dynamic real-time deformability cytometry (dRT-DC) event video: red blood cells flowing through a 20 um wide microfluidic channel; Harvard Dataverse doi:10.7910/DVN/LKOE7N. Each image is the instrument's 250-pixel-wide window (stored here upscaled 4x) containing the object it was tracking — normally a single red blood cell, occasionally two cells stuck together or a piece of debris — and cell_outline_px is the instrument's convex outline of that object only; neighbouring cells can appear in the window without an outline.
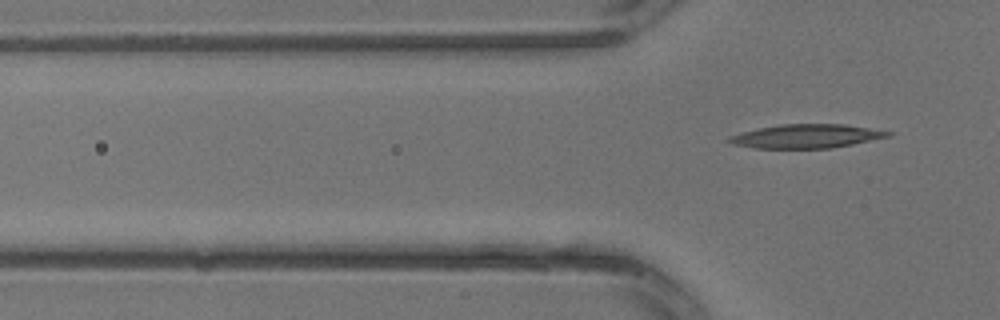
{"species": "common noctule bat (a hibernating species)", "species_latin": "Nyctalus noctula", "temperature_condition": "warm", "stored_images_in_passage": 3, "camera_frame_rate_fps": 3000, "um_per_image_px": 0.085, "animal": {"sex": "male", "body_mass_g": 13.3}, "frame": {"image": 1, "passage_image": 3, "time_ms": 0.667, "image_size_px": [1000, 320], "cell_outline_px": [[892, 136], [832, 148], [756, 148], [732, 144], [724, 140], [732, 136], [744, 132], [760, 128], [780, 124], [844, 124], [892, 132]], "centroid_in_image_um": [68.56, 11.58], "position_along_channel_um": 57.2, "area_um2": 21.79}}